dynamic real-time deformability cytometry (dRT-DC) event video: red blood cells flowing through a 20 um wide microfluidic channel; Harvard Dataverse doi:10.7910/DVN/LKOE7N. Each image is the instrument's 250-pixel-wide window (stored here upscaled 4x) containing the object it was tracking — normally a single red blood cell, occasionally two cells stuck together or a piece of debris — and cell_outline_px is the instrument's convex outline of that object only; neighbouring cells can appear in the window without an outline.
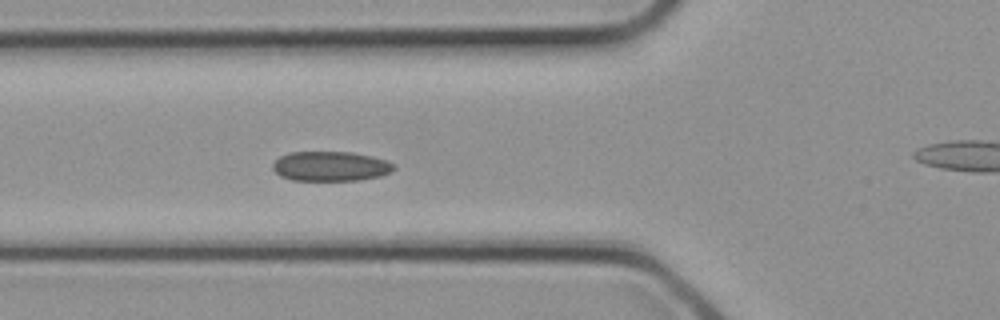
{"species": "common noctule bat (a hibernating species)", "species_latin": "Nyctalus noctula", "temperature_condition": "cold", "stored_images_in_passage": 24, "camera_frame_rate_fps": 3000, "um_per_image_px": 0.085, "animal": {"sex": "female", "body_mass_g": 21.9}, "frame": {"image": 1, "passage_image": 3, "time_ms": 0.667, "image_size_px": [1000, 320], "cell_outline_px": [[396, 168], [392, 172], [380, 176], [356, 180], [292, 180], [280, 176], [272, 168], [272, 164], [280, 156], [288, 152], [352, 152], [372, 156], [388, 160]], "centroid_in_image_um": [28.1, 14.12], "position_along_channel_um": 97.7, "area_um2": 21.04}}
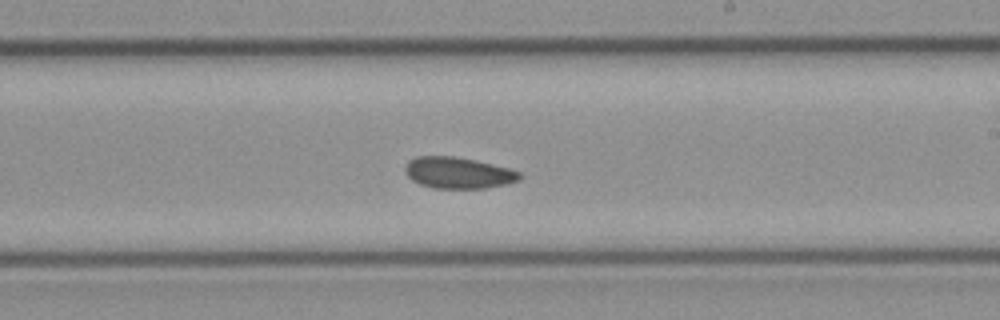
{"frame": {"image": 2, "passage_image": 10, "time_ms": 3.0, "image_size_px": [1000, 320], "cell_outline_px": [[524, 176], [520, 180], [508, 184], [484, 188], [432, 188], [420, 184], [412, 180], [404, 172], [404, 164], [408, 160], [416, 156], [452, 156], [476, 160], [508, 168], [520, 172]], "centroid_in_image_um": [38.93, 14.69], "position_along_channel_um": 250.1, "area_um2": 21.15}}
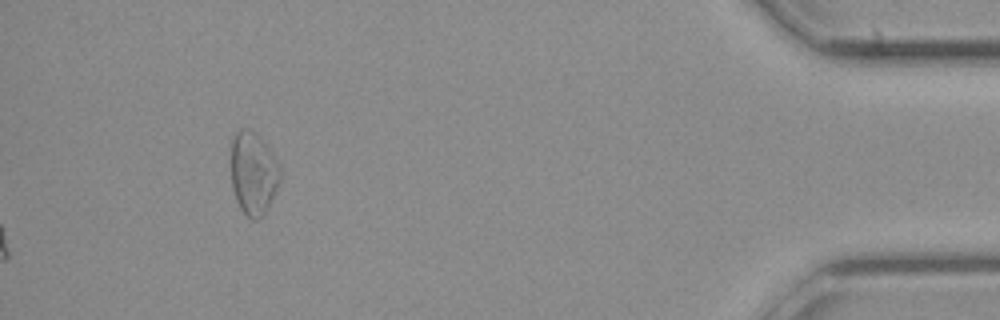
{"frame": {"image": 3, "passage_image": 24, "time_ms": 7.667, "image_size_px": [1000, 320], "cell_outline_px": [[280, 180], [268, 208], [264, 216], [260, 220], [252, 220], [240, 208], [236, 200], [232, 188], [232, 140], [236, 132], [240, 128], [248, 128], [256, 132], [260, 136], [276, 160], [280, 168]], "centroid_in_image_um": [21.53, 14.74], "position_along_channel_um": 413.7, "area_um2": 23.7}}